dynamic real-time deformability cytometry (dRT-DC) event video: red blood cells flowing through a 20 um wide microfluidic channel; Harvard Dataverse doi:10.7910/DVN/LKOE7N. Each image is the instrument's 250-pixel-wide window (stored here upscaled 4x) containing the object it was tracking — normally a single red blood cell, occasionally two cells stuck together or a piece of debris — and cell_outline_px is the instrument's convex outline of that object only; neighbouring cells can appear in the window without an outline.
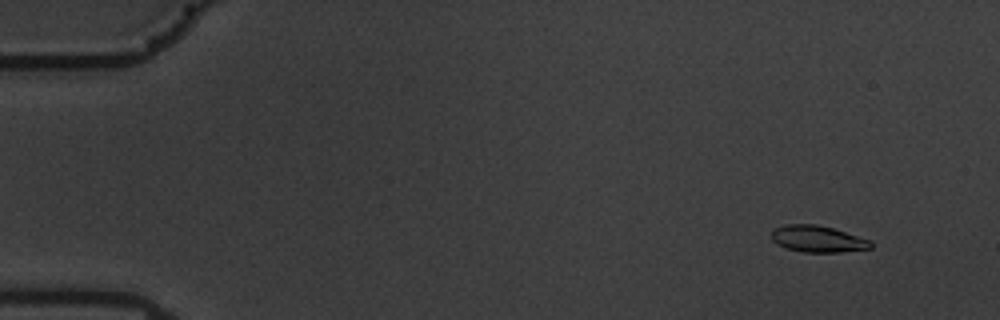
{"species": "common noctule bat (a hibernating species)", "species_latin": "Nyctalus noctula", "temperature_condition": "warm", "stored_images_in_passage": 58, "camera_frame_rate_fps": 3000, "um_per_image_px": 0.085, "animal": {"sex": "male", "body_mass_g": 19.5, "forearm_length_mm": 54.6}, "frame": {"image": 1, "passage_image": 5, "time_ms": 1.333, "image_size_px": [1000, 320], "cell_outline_px": [[872, 248], [840, 252], [804, 252], [788, 248], [776, 244], [772, 240], [772, 232], [776, 228], [784, 224], [816, 224], [832, 228], [872, 240]], "centroid_in_image_um": [69.52, 20.31], "position_along_channel_um": 15.5, "area_um2": 15.32}}
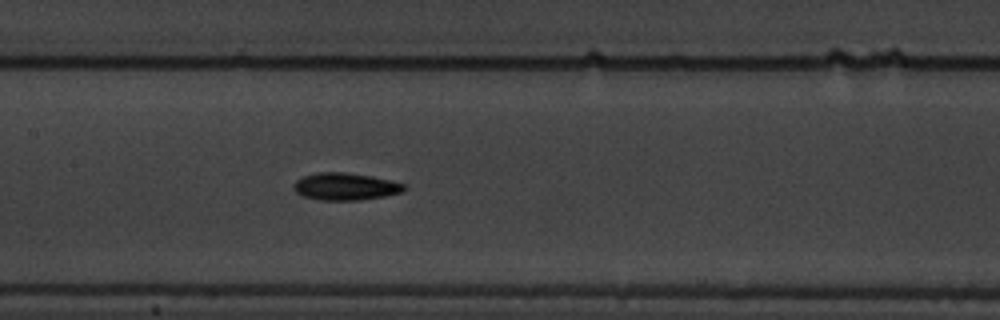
{"frame": {"image": 2, "passage_image": 29, "time_ms": 9.333, "image_size_px": [1000, 320], "cell_outline_px": [[408, 188], [404, 192], [384, 196], [360, 200], [320, 200], [304, 196], [296, 192], [292, 188], [292, 184], [296, 180], [304, 176], [316, 172], [344, 172], [372, 176], [404, 184]], "centroid_in_image_um": [29.35, 15.85], "position_along_channel_um": 178.1, "area_um2": 17.63}}
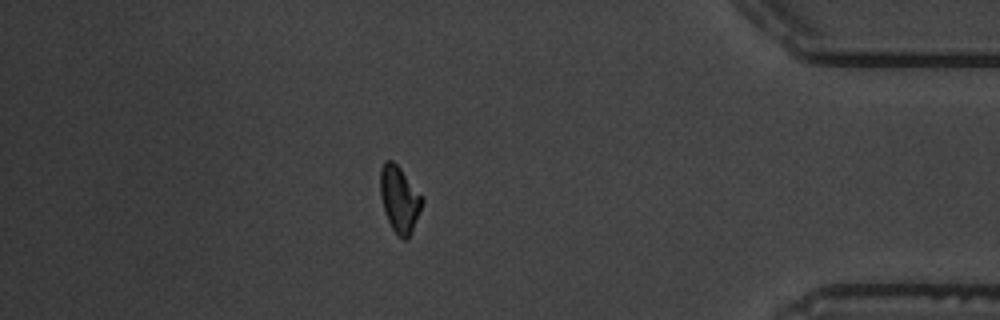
{"frame": {"image": 3, "passage_image": 51, "time_ms": 16.667, "image_size_px": [1000, 320], "cell_outline_px": [[424, 200], [412, 232], [408, 240], [404, 240], [392, 228], [384, 212], [380, 196], [380, 168], [384, 160], [392, 160], [400, 168], [424, 196]], "centroid_in_image_um": [33.96, 16.92], "position_along_channel_um": 401.2, "area_um2": 16.36}, "authors_computed_cell_mechanics": {"area_um2": 16.3574, "velocity_mm_per_s": 3.5285, "shape_relaxation_time_tau1_ms": 5.0788, "shape_relaxation_time_tau2_ms": 10.2487, "deformation_change_tau1": 0.1515, "deformation_change_tau2": 0.1539}}